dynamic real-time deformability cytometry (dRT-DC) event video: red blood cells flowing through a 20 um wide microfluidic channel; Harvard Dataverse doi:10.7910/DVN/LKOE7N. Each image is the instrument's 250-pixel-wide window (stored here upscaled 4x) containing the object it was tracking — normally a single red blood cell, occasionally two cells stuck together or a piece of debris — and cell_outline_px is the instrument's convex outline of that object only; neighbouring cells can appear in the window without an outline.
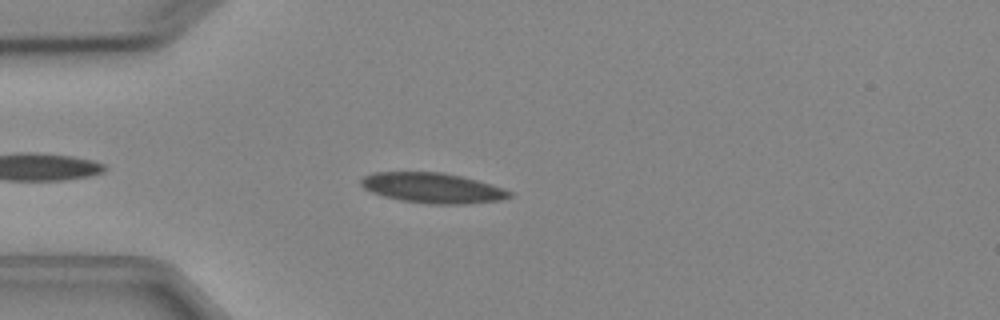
{"species": "Egyptian fruit bat (a non-hibernating species)", "species_latin": "Rousettus aegyptiacus", "temperature_condition": "cold", "stored_images_in_passage": 4, "camera_frame_rate_fps": 3000, "um_per_image_px": 0.085, "animal": {"sex": "female"}, "frame": {"image": 1, "passage_image": 4, "time_ms": 3.667, "image_size_px": [1000, 320], "cell_outline_px": [[512, 196], [500, 200], [468, 204], [432, 204], [400, 200], [384, 196], [372, 192], [364, 188], [360, 184], [360, 180], [364, 176], [372, 172], [444, 172], [476, 180], [504, 188], [512, 192]], "centroid_in_image_um": [36.77, 15.97], "position_along_channel_um": 48.2, "area_um2": 26.13}}